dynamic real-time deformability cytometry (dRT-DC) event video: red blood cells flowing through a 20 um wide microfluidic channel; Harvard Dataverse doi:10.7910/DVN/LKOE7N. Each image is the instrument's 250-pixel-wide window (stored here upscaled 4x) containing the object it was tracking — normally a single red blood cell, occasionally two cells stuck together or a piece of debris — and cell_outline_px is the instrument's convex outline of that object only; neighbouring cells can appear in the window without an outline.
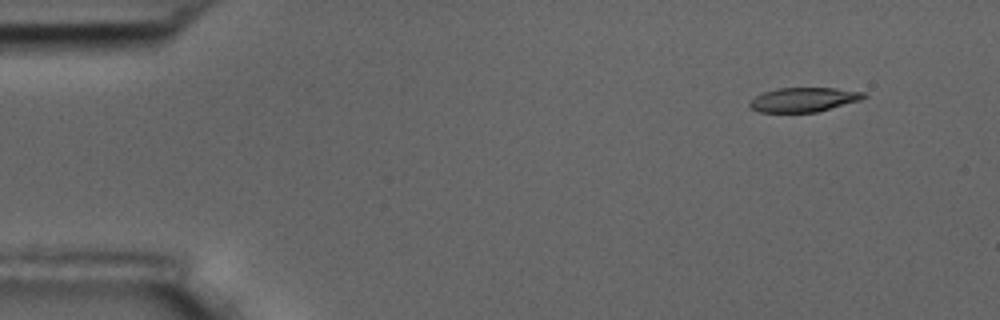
{"species": "common noctule bat (a hibernating species)", "species_latin": "Nyctalus noctula", "temperature_condition": "room temperature", "stored_images_in_passage": 9, "camera_frame_rate_fps": 3000, "um_per_image_px": 0.085, "animal": {"sex": "male", "body_mass_g": 17.5, "forearm_length_mm": 52.3}, "frame": {"image": 1, "passage_image": 2, "time_ms": 1.0, "image_size_px": [1000, 320], "cell_outline_px": [[868, 96], [860, 100], [816, 112], [760, 112], [752, 108], [748, 104], [756, 96], [764, 92], [776, 88], [836, 88], [868, 92]], "centroid_in_image_um": [68.36, 8.46], "position_along_channel_um": 16.6, "area_um2": 16.13}}
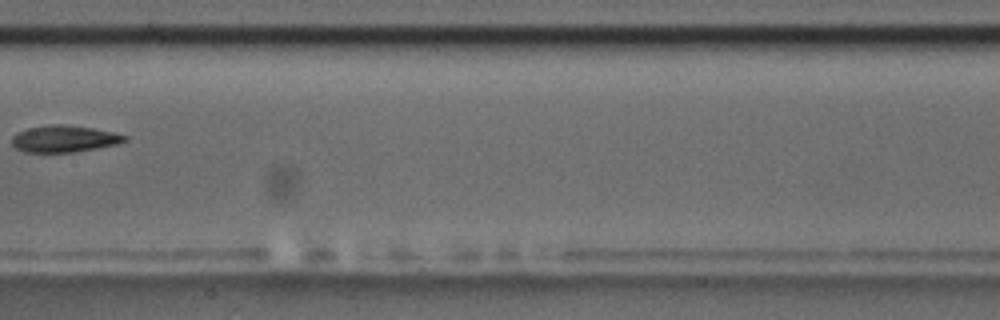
{"frame": {"image": 2, "passage_image": 8, "time_ms": 9.0, "image_size_px": [1000, 320], "cell_outline_px": [[128, 140], [116, 144], [96, 148], [72, 152], [24, 152], [16, 148], [12, 144], [12, 136], [28, 128], [52, 124], [60, 124], [92, 128], [112, 132], [128, 136]], "centroid_in_image_um": [5.45, 11.8], "position_along_channel_um": 201.9, "area_um2": 17.34}}
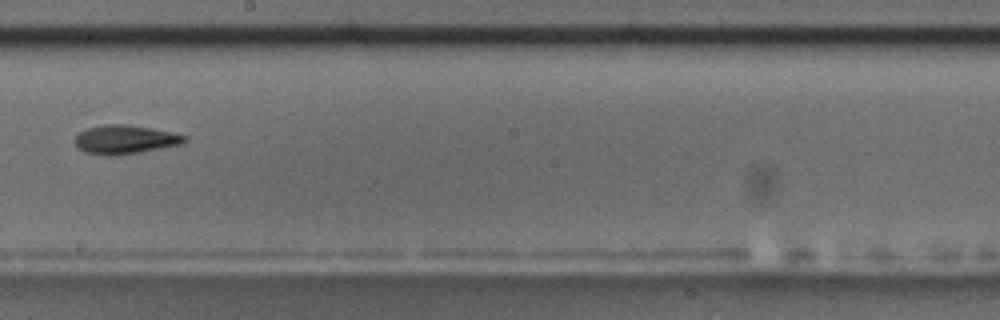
{"frame": {"image": 3, "passage_image": 9, "time_ms": 10.0, "image_size_px": [1000, 320], "cell_outline_px": [[188, 140], [180, 144], [140, 152], [108, 156], [84, 152], [76, 148], [72, 140], [80, 132], [88, 128], [104, 124], [128, 124], [152, 128], [188, 136]], "centroid_in_image_um": [10.58, 11.85], "position_along_channel_um": 237.6, "area_um2": 18.5}}